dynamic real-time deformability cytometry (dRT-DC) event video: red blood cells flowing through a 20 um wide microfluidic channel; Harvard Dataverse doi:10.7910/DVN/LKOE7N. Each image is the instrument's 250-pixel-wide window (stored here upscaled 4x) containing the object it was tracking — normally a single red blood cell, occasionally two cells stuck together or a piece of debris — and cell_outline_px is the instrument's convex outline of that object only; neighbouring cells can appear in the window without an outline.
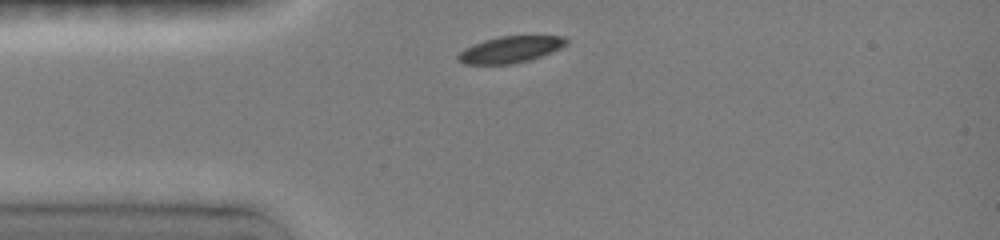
{"species": "common noctule bat (a hibernating species)", "species_latin": "Nyctalus noctula", "temperature_condition": "room temperature", "stored_images_in_passage": 5, "camera_frame_rate_fps": 3000, "um_per_image_px": 0.085, "animal": {"sex": "female", "body_mass_g": 19.0, "forearm_length_mm": 51.5}, "frame": {"image": 1, "passage_image": 1, "time_ms": 0.0, "image_size_px": [1000, 240], "cell_outline_px": [[568, 44], [552, 52], [528, 60], [508, 64], [464, 64], [456, 60], [456, 56], [464, 48], [472, 44], [484, 40], [500, 36], [564, 36], [568, 40]], "centroid_in_image_um": [43.35, 4.2], "position_along_channel_um": 41.7, "area_um2": 16.7}}
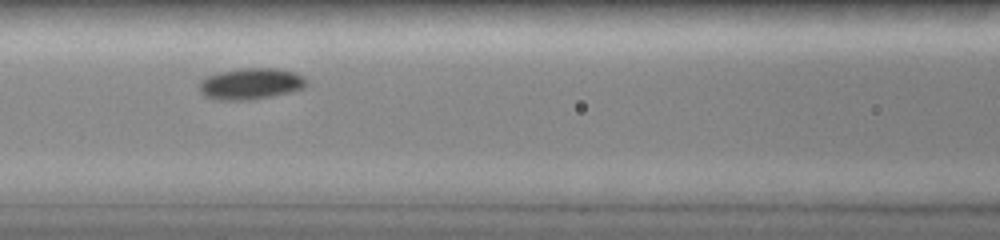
{"frame": {"image": 2, "passage_image": 4, "time_ms": 3.0, "image_size_px": [1000, 240], "cell_outline_px": [[308, 80], [300, 88], [288, 92], [248, 100], [224, 100], [208, 96], [200, 92], [200, 80], [208, 76], [220, 72], [240, 68], [276, 68], [296, 72], [304, 76]], "centroid_in_image_um": [21.32, 7.09], "position_along_channel_um": 145.3, "area_um2": 19.13}}